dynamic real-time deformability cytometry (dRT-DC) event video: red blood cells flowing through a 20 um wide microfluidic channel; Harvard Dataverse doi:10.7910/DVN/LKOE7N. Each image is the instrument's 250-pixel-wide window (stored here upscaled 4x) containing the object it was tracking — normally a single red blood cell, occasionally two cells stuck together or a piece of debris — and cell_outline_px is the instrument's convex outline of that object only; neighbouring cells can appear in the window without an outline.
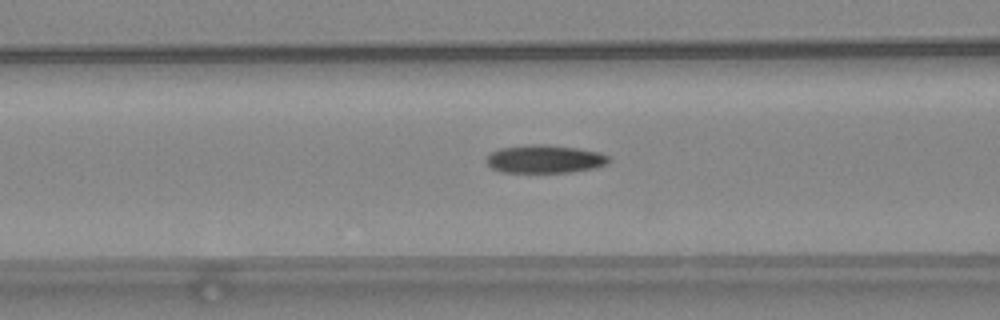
{"species": "common noctule bat (a hibernating species)", "species_latin": "Nyctalus noctula", "temperature_condition": "warm", "stored_images_in_passage": 31, "camera_frame_rate_fps": 3000, "um_per_image_px": 0.085, "animal": {"sex": "female", "body_mass_g": 24.6, "forearm_length_mm": 56.2}, "frame": {"image": 1, "passage_image": 6, "time_ms": 1.667, "image_size_px": [1000, 320], "cell_outline_px": [[608, 164], [596, 168], [568, 172], [500, 172], [492, 168], [484, 160], [492, 152], [500, 148], [532, 144], [548, 144], [576, 148], [600, 152], [608, 156]], "centroid_in_image_um": [46.3, 13.51], "position_along_channel_um": 120.3, "area_um2": 20.06}}
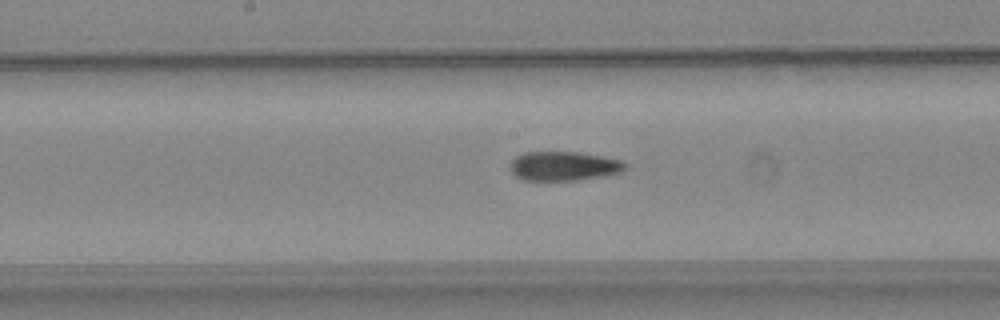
{"frame": {"image": 2, "passage_image": 12, "time_ms": 3.667, "image_size_px": [1000, 320], "cell_outline_px": [[628, 164], [620, 172], [600, 176], [576, 180], [524, 180], [516, 176], [508, 168], [508, 164], [516, 156], [524, 152], [580, 152], [604, 156], [620, 160]], "centroid_in_image_um": [47.87, 14.1], "position_along_channel_um": 200.3, "area_um2": 19.59}}
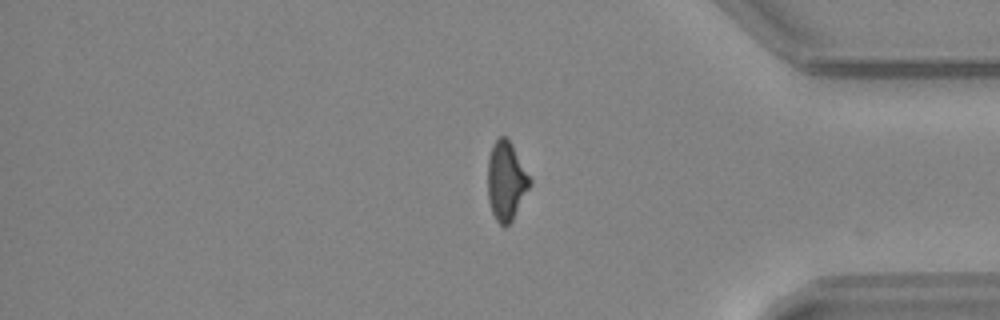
{"frame": {"image": 3, "passage_image": 28, "time_ms": 9.0, "image_size_px": [1000, 320], "cell_outline_px": [[532, 184], [512, 220], [504, 228], [496, 220], [492, 212], [488, 200], [488, 156], [492, 144], [500, 136], [508, 136], [532, 180]], "centroid_in_image_um": [43.03, 15.35], "position_along_channel_um": 392.2, "area_um2": 19.59}, "authors_computed_cell_mechanics": {"area_um2": 20.0566, "velocity_mm_per_s": 3.9889, "shape_relaxation_time_tau1_ms": 10.3136, "shape_relaxation_time_tau2_ms": 2.8984, "deformation_change_tau1": 0.2387, "deformation_change_tau2": 0.1025}}